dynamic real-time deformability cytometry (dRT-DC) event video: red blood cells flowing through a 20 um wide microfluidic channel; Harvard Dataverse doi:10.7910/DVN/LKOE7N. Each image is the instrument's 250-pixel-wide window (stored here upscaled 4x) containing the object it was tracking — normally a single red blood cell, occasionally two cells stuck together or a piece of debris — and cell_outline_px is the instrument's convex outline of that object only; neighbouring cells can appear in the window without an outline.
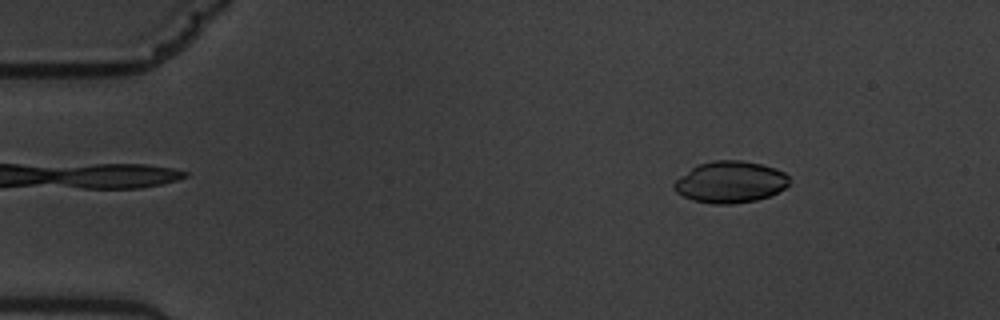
{"species": "common noctule bat (a hibernating species)", "species_latin": "Nyctalus noctula", "temperature_condition": "warm", "stored_images_in_passage": 57, "camera_frame_rate_fps": 3000, "um_per_image_px": 0.085, "animal": {"sex": "male", "body_mass_g": 19.5, "forearm_length_mm": 54.6}, "frame": {"image": 1, "passage_image": 8, "time_ms": 2.333, "image_size_px": [1000, 320], "cell_outline_px": [[788, 184], [784, 188], [768, 196], [756, 200], [732, 204], [712, 204], [692, 200], [676, 192], [672, 188], [672, 184], [680, 176], [696, 164], [712, 160], [740, 160], [760, 164], [776, 168], [784, 172], [788, 176]], "centroid_in_image_um": [62.03, 15.47], "position_along_channel_um": 23.0, "area_um2": 27.98}}
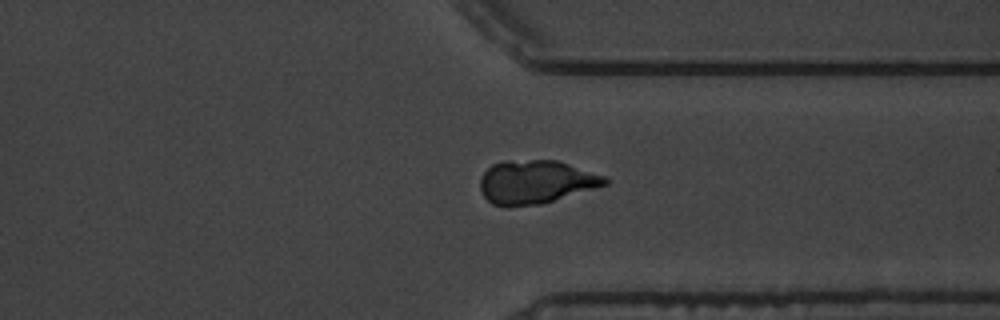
{"frame": {"image": 2, "passage_image": 44, "time_ms": 14.333, "image_size_px": [1000, 320], "cell_outline_px": [[608, 184], [540, 204], [508, 208], [504, 208], [492, 204], [484, 196], [480, 188], [480, 176], [492, 164], [504, 160], [556, 160], [604, 176], [608, 180]], "centroid_in_image_um": [45.47, 15.48], "position_along_channel_um": 365.9, "area_um2": 31.62}}
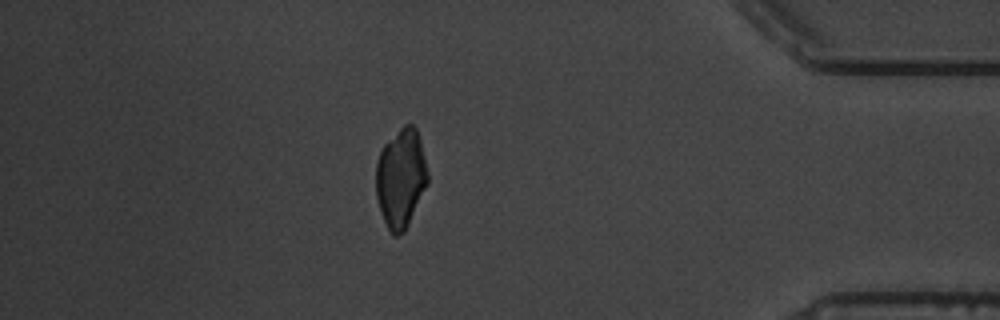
{"frame": {"image": 3, "passage_image": 50, "time_ms": 16.333, "image_size_px": [1000, 320], "cell_outline_px": [[428, 184], [404, 232], [396, 236], [392, 236], [384, 220], [376, 196], [376, 160], [384, 144], [404, 124], [412, 124], [416, 128], [420, 140], [428, 172]], "centroid_in_image_um": [34.07, 15.14], "position_along_channel_um": 401.1, "area_um2": 29.77}}